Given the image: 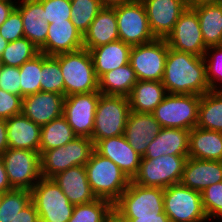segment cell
I'll use <instances>...</instances> for the list:
<instances>
[{
    "mask_svg": "<svg viewBox=\"0 0 222 222\" xmlns=\"http://www.w3.org/2000/svg\"><path fill=\"white\" fill-rule=\"evenodd\" d=\"M162 83L170 94L202 96L210 91L204 58L168 47Z\"/></svg>",
    "mask_w": 222,
    "mask_h": 222,
    "instance_id": "6da1fadb",
    "label": "cell"
},
{
    "mask_svg": "<svg viewBox=\"0 0 222 222\" xmlns=\"http://www.w3.org/2000/svg\"><path fill=\"white\" fill-rule=\"evenodd\" d=\"M85 168L95 196L112 204L121 197L131 181L113 161L101 156L95 150Z\"/></svg>",
    "mask_w": 222,
    "mask_h": 222,
    "instance_id": "7a4b0ae2",
    "label": "cell"
},
{
    "mask_svg": "<svg viewBox=\"0 0 222 222\" xmlns=\"http://www.w3.org/2000/svg\"><path fill=\"white\" fill-rule=\"evenodd\" d=\"M64 78V96L99 91V80L96 77L93 60L89 50L77 51L54 56Z\"/></svg>",
    "mask_w": 222,
    "mask_h": 222,
    "instance_id": "3957f363",
    "label": "cell"
},
{
    "mask_svg": "<svg viewBox=\"0 0 222 222\" xmlns=\"http://www.w3.org/2000/svg\"><path fill=\"white\" fill-rule=\"evenodd\" d=\"M94 151V142L89 137H76L66 145L40 153L42 178H52L57 173L74 166H85Z\"/></svg>",
    "mask_w": 222,
    "mask_h": 222,
    "instance_id": "277c9868",
    "label": "cell"
},
{
    "mask_svg": "<svg viewBox=\"0 0 222 222\" xmlns=\"http://www.w3.org/2000/svg\"><path fill=\"white\" fill-rule=\"evenodd\" d=\"M188 155H162L157 158H141L137 174L132 182L144 187L167 188L178 184Z\"/></svg>",
    "mask_w": 222,
    "mask_h": 222,
    "instance_id": "5b68a950",
    "label": "cell"
},
{
    "mask_svg": "<svg viewBox=\"0 0 222 222\" xmlns=\"http://www.w3.org/2000/svg\"><path fill=\"white\" fill-rule=\"evenodd\" d=\"M130 111L128 97L100 94L91 137L94 145L99 140L124 135Z\"/></svg>",
    "mask_w": 222,
    "mask_h": 222,
    "instance_id": "8992f818",
    "label": "cell"
},
{
    "mask_svg": "<svg viewBox=\"0 0 222 222\" xmlns=\"http://www.w3.org/2000/svg\"><path fill=\"white\" fill-rule=\"evenodd\" d=\"M200 95L167 93L153 115L162 128L191 130L198 121Z\"/></svg>",
    "mask_w": 222,
    "mask_h": 222,
    "instance_id": "52a82bcc",
    "label": "cell"
},
{
    "mask_svg": "<svg viewBox=\"0 0 222 222\" xmlns=\"http://www.w3.org/2000/svg\"><path fill=\"white\" fill-rule=\"evenodd\" d=\"M40 222H68L75 205L62 192L52 178H41L31 189Z\"/></svg>",
    "mask_w": 222,
    "mask_h": 222,
    "instance_id": "ba28073f",
    "label": "cell"
},
{
    "mask_svg": "<svg viewBox=\"0 0 222 222\" xmlns=\"http://www.w3.org/2000/svg\"><path fill=\"white\" fill-rule=\"evenodd\" d=\"M163 199V188L144 187L130 181L113 204V211L119 216H156L164 212Z\"/></svg>",
    "mask_w": 222,
    "mask_h": 222,
    "instance_id": "9c48e42d",
    "label": "cell"
},
{
    "mask_svg": "<svg viewBox=\"0 0 222 222\" xmlns=\"http://www.w3.org/2000/svg\"><path fill=\"white\" fill-rule=\"evenodd\" d=\"M164 212L170 222H209L202 205L201 192L173 184L164 189Z\"/></svg>",
    "mask_w": 222,
    "mask_h": 222,
    "instance_id": "30bf717a",
    "label": "cell"
},
{
    "mask_svg": "<svg viewBox=\"0 0 222 222\" xmlns=\"http://www.w3.org/2000/svg\"><path fill=\"white\" fill-rule=\"evenodd\" d=\"M115 9L119 40L130 46L152 42V34L145 7L141 0H131Z\"/></svg>",
    "mask_w": 222,
    "mask_h": 222,
    "instance_id": "8fae6325",
    "label": "cell"
},
{
    "mask_svg": "<svg viewBox=\"0 0 222 222\" xmlns=\"http://www.w3.org/2000/svg\"><path fill=\"white\" fill-rule=\"evenodd\" d=\"M0 157L4 162L8 180L13 189L31 191L42 178L39 152L8 148Z\"/></svg>",
    "mask_w": 222,
    "mask_h": 222,
    "instance_id": "7c38bea8",
    "label": "cell"
},
{
    "mask_svg": "<svg viewBox=\"0 0 222 222\" xmlns=\"http://www.w3.org/2000/svg\"><path fill=\"white\" fill-rule=\"evenodd\" d=\"M168 53L166 39L132 46L129 64L138 80L162 81Z\"/></svg>",
    "mask_w": 222,
    "mask_h": 222,
    "instance_id": "4fadbf2b",
    "label": "cell"
},
{
    "mask_svg": "<svg viewBox=\"0 0 222 222\" xmlns=\"http://www.w3.org/2000/svg\"><path fill=\"white\" fill-rule=\"evenodd\" d=\"M100 92H89L66 96L63 116L78 137H92Z\"/></svg>",
    "mask_w": 222,
    "mask_h": 222,
    "instance_id": "5bb4252c",
    "label": "cell"
},
{
    "mask_svg": "<svg viewBox=\"0 0 222 222\" xmlns=\"http://www.w3.org/2000/svg\"><path fill=\"white\" fill-rule=\"evenodd\" d=\"M168 47L203 57L205 46L200 23L196 11L188 6L174 25L172 32L166 37Z\"/></svg>",
    "mask_w": 222,
    "mask_h": 222,
    "instance_id": "9a60e30c",
    "label": "cell"
},
{
    "mask_svg": "<svg viewBox=\"0 0 222 222\" xmlns=\"http://www.w3.org/2000/svg\"><path fill=\"white\" fill-rule=\"evenodd\" d=\"M155 38L166 39L189 6L188 0H141Z\"/></svg>",
    "mask_w": 222,
    "mask_h": 222,
    "instance_id": "2e32d148",
    "label": "cell"
},
{
    "mask_svg": "<svg viewBox=\"0 0 222 222\" xmlns=\"http://www.w3.org/2000/svg\"><path fill=\"white\" fill-rule=\"evenodd\" d=\"M94 150L113 161L130 180L137 174L142 156L131 147L124 135L99 140Z\"/></svg>",
    "mask_w": 222,
    "mask_h": 222,
    "instance_id": "e0dca14e",
    "label": "cell"
},
{
    "mask_svg": "<svg viewBox=\"0 0 222 222\" xmlns=\"http://www.w3.org/2000/svg\"><path fill=\"white\" fill-rule=\"evenodd\" d=\"M64 95L53 92L30 94L22 98V113L43 126L63 115Z\"/></svg>",
    "mask_w": 222,
    "mask_h": 222,
    "instance_id": "ac0fdd59",
    "label": "cell"
},
{
    "mask_svg": "<svg viewBox=\"0 0 222 222\" xmlns=\"http://www.w3.org/2000/svg\"><path fill=\"white\" fill-rule=\"evenodd\" d=\"M82 48L83 35L70 19H66L48 24L46 42L39 50L48 56H55Z\"/></svg>",
    "mask_w": 222,
    "mask_h": 222,
    "instance_id": "d6986e66",
    "label": "cell"
},
{
    "mask_svg": "<svg viewBox=\"0 0 222 222\" xmlns=\"http://www.w3.org/2000/svg\"><path fill=\"white\" fill-rule=\"evenodd\" d=\"M161 128L152 113L130 111L124 129V137L131 147L143 157L149 143L153 141Z\"/></svg>",
    "mask_w": 222,
    "mask_h": 222,
    "instance_id": "ffe728a7",
    "label": "cell"
},
{
    "mask_svg": "<svg viewBox=\"0 0 222 222\" xmlns=\"http://www.w3.org/2000/svg\"><path fill=\"white\" fill-rule=\"evenodd\" d=\"M222 181V161L186 159L180 183L202 192L212 184Z\"/></svg>",
    "mask_w": 222,
    "mask_h": 222,
    "instance_id": "44dd1931",
    "label": "cell"
},
{
    "mask_svg": "<svg viewBox=\"0 0 222 222\" xmlns=\"http://www.w3.org/2000/svg\"><path fill=\"white\" fill-rule=\"evenodd\" d=\"M52 179L73 205L89 203L96 200L87 178L85 166H74L57 173Z\"/></svg>",
    "mask_w": 222,
    "mask_h": 222,
    "instance_id": "7402d4cb",
    "label": "cell"
},
{
    "mask_svg": "<svg viewBox=\"0 0 222 222\" xmlns=\"http://www.w3.org/2000/svg\"><path fill=\"white\" fill-rule=\"evenodd\" d=\"M16 8L22 17L24 37L40 49L48 33L42 3L39 0H17Z\"/></svg>",
    "mask_w": 222,
    "mask_h": 222,
    "instance_id": "603a6c76",
    "label": "cell"
},
{
    "mask_svg": "<svg viewBox=\"0 0 222 222\" xmlns=\"http://www.w3.org/2000/svg\"><path fill=\"white\" fill-rule=\"evenodd\" d=\"M9 148L39 152L41 126L23 113L6 120Z\"/></svg>",
    "mask_w": 222,
    "mask_h": 222,
    "instance_id": "cb8c5ba5",
    "label": "cell"
},
{
    "mask_svg": "<svg viewBox=\"0 0 222 222\" xmlns=\"http://www.w3.org/2000/svg\"><path fill=\"white\" fill-rule=\"evenodd\" d=\"M190 130L161 128L147 147L142 158H157L162 155H188Z\"/></svg>",
    "mask_w": 222,
    "mask_h": 222,
    "instance_id": "d4e9b609",
    "label": "cell"
},
{
    "mask_svg": "<svg viewBox=\"0 0 222 222\" xmlns=\"http://www.w3.org/2000/svg\"><path fill=\"white\" fill-rule=\"evenodd\" d=\"M119 40L115 9L103 7L83 35V48L90 50Z\"/></svg>",
    "mask_w": 222,
    "mask_h": 222,
    "instance_id": "484cf974",
    "label": "cell"
},
{
    "mask_svg": "<svg viewBox=\"0 0 222 222\" xmlns=\"http://www.w3.org/2000/svg\"><path fill=\"white\" fill-rule=\"evenodd\" d=\"M132 46L121 40L90 49L94 70L98 80L107 72L129 63Z\"/></svg>",
    "mask_w": 222,
    "mask_h": 222,
    "instance_id": "4316f807",
    "label": "cell"
},
{
    "mask_svg": "<svg viewBox=\"0 0 222 222\" xmlns=\"http://www.w3.org/2000/svg\"><path fill=\"white\" fill-rule=\"evenodd\" d=\"M188 157L222 161V132L198 128L197 126L191 129Z\"/></svg>",
    "mask_w": 222,
    "mask_h": 222,
    "instance_id": "83f0119b",
    "label": "cell"
},
{
    "mask_svg": "<svg viewBox=\"0 0 222 222\" xmlns=\"http://www.w3.org/2000/svg\"><path fill=\"white\" fill-rule=\"evenodd\" d=\"M166 94L162 81L138 80L128 96L130 110L140 113H153Z\"/></svg>",
    "mask_w": 222,
    "mask_h": 222,
    "instance_id": "f1b7e54d",
    "label": "cell"
},
{
    "mask_svg": "<svg viewBox=\"0 0 222 222\" xmlns=\"http://www.w3.org/2000/svg\"><path fill=\"white\" fill-rule=\"evenodd\" d=\"M191 7L198 15L205 46L220 45L222 41V3H203Z\"/></svg>",
    "mask_w": 222,
    "mask_h": 222,
    "instance_id": "f546056e",
    "label": "cell"
},
{
    "mask_svg": "<svg viewBox=\"0 0 222 222\" xmlns=\"http://www.w3.org/2000/svg\"><path fill=\"white\" fill-rule=\"evenodd\" d=\"M137 81L135 71L128 63L105 73L99 79V92L103 95L128 97Z\"/></svg>",
    "mask_w": 222,
    "mask_h": 222,
    "instance_id": "4dcf8cb0",
    "label": "cell"
},
{
    "mask_svg": "<svg viewBox=\"0 0 222 222\" xmlns=\"http://www.w3.org/2000/svg\"><path fill=\"white\" fill-rule=\"evenodd\" d=\"M196 126L222 132V91H208L200 98Z\"/></svg>",
    "mask_w": 222,
    "mask_h": 222,
    "instance_id": "1f68e13d",
    "label": "cell"
},
{
    "mask_svg": "<svg viewBox=\"0 0 222 222\" xmlns=\"http://www.w3.org/2000/svg\"><path fill=\"white\" fill-rule=\"evenodd\" d=\"M77 135L62 115L41 126L39 152L61 147L73 141Z\"/></svg>",
    "mask_w": 222,
    "mask_h": 222,
    "instance_id": "d6a6232c",
    "label": "cell"
},
{
    "mask_svg": "<svg viewBox=\"0 0 222 222\" xmlns=\"http://www.w3.org/2000/svg\"><path fill=\"white\" fill-rule=\"evenodd\" d=\"M112 212L113 204L110 201L97 198L89 203L75 205L68 222H106Z\"/></svg>",
    "mask_w": 222,
    "mask_h": 222,
    "instance_id": "836d02e7",
    "label": "cell"
},
{
    "mask_svg": "<svg viewBox=\"0 0 222 222\" xmlns=\"http://www.w3.org/2000/svg\"><path fill=\"white\" fill-rule=\"evenodd\" d=\"M40 53V50L27 38L9 42L1 55L3 65L20 67Z\"/></svg>",
    "mask_w": 222,
    "mask_h": 222,
    "instance_id": "e575fe53",
    "label": "cell"
},
{
    "mask_svg": "<svg viewBox=\"0 0 222 222\" xmlns=\"http://www.w3.org/2000/svg\"><path fill=\"white\" fill-rule=\"evenodd\" d=\"M41 91L64 95V78L58 60L42 53Z\"/></svg>",
    "mask_w": 222,
    "mask_h": 222,
    "instance_id": "d590c367",
    "label": "cell"
},
{
    "mask_svg": "<svg viewBox=\"0 0 222 222\" xmlns=\"http://www.w3.org/2000/svg\"><path fill=\"white\" fill-rule=\"evenodd\" d=\"M41 70H42V53L40 52L31 60L26 61L19 67L21 84L20 96L23 98L27 95L41 91Z\"/></svg>",
    "mask_w": 222,
    "mask_h": 222,
    "instance_id": "8d00e7d4",
    "label": "cell"
},
{
    "mask_svg": "<svg viewBox=\"0 0 222 222\" xmlns=\"http://www.w3.org/2000/svg\"><path fill=\"white\" fill-rule=\"evenodd\" d=\"M102 8L99 0H72L70 20L84 35Z\"/></svg>",
    "mask_w": 222,
    "mask_h": 222,
    "instance_id": "74e56055",
    "label": "cell"
},
{
    "mask_svg": "<svg viewBox=\"0 0 222 222\" xmlns=\"http://www.w3.org/2000/svg\"><path fill=\"white\" fill-rule=\"evenodd\" d=\"M31 202V191L12 189L3 193L0 201V222H11Z\"/></svg>",
    "mask_w": 222,
    "mask_h": 222,
    "instance_id": "f35d334b",
    "label": "cell"
},
{
    "mask_svg": "<svg viewBox=\"0 0 222 222\" xmlns=\"http://www.w3.org/2000/svg\"><path fill=\"white\" fill-rule=\"evenodd\" d=\"M206 79L211 91H222V46L207 47L203 56Z\"/></svg>",
    "mask_w": 222,
    "mask_h": 222,
    "instance_id": "ab89813d",
    "label": "cell"
},
{
    "mask_svg": "<svg viewBox=\"0 0 222 222\" xmlns=\"http://www.w3.org/2000/svg\"><path fill=\"white\" fill-rule=\"evenodd\" d=\"M201 197L203 209L209 221L222 217V181L204 189Z\"/></svg>",
    "mask_w": 222,
    "mask_h": 222,
    "instance_id": "60d3db41",
    "label": "cell"
},
{
    "mask_svg": "<svg viewBox=\"0 0 222 222\" xmlns=\"http://www.w3.org/2000/svg\"><path fill=\"white\" fill-rule=\"evenodd\" d=\"M44 8L45 21L48 24L71 18V1L39 0Z\"/></svg>",
    "mask_w": 222,
    "mask_h": 222,
    "instance_id": "b9f144b4",
    "label": "cell"
},
{
    "mask_svg": "<svg viewBox=\"0 0 222 222\" xmlns=\"http://www.w3.org/2000/svg\"><path fill=\"white\" fill-rule=\"evenodd\" d=\"M0 35L8 42L24 37L23 21L19 10L15 7L7 20L0 26Z\"/></svg>",
    "mask_w": 222,
    "mask_h": 222,
    "instance_id": "7bdbcfd3",
    "label": "cell"
},
{
    "mask_svg": "<svg viewBox=\"0 0 222 222\" xmlns=\"http://www.w3.org/2000/svg\"><path fill=\"white\" fill-rule=\"evenodd\" d=\"M20 84L19 67L3 65L0 71V89L20 96Z\"/></svg>",
    "mask_w": 222,
    "mask_h": 222,
    "instance_id": "ee69618b",
    "label": "cell"
},
{
    "mask_svg": "<svg viewBox=\"0 0 222 222\" xmlns=\"http://www.w3.org/2000/svg\"><path fill=\"white\" fill-rule=\"evenodd\" d=\"M22 113V97L0 89V119L7 120Z\"/></svg>",
    "mask_w": 222,
    "mask_h": 222,
    "instance_id": "f6af8a7d",
    "label": "cell"
},
{
    "mask_svg": "<svg viewBox=\"0 0 222 222\" xmlns=\"http://www.w3.org/2000/svg\"><path fill=\"white\" fill-rule=\"evenodd\" d=\"M11 222H40L35 204L31 201Z\"/></svg>",
    "mask_w": 222,
    "mask_h": 222,
    "instance_id": "bcb514c9",
    "label": "cell"
},
{
    "mask_svg": "<svg viewBox=\"0 0 222 222\" xmlns=\"http://www.w3.org/2000/svg\"><path fill=\"white\" fill-rule=\"evenodd\" d=\"M127 222H170L165 212L156 216H120Z\"/></svg>",
    "mask_w": 222,
    "mask_h": 222,
    "instance_id": "7dc6e473",
    "label": "cell"
},
{
    "mask_svg": "<svg viewBox=\"0 0 222 222\" xmlns=\"http://www.w3.org/2000/svg\"><path fill=\"white\" fill-rule=\"evenodd\" d=\"M16 0H0V26L7 20L10 13L16 7Z\"/></svg>",
    "mask_w": 222,
    "mask_h": 222,
    "instance_id": "c3c4849f",
    "label": "cell"
},
{
    "mask_svg": "<svg viewBox=\"0 0 222 222\" xmlns=\"http://www.w3.org/2000/svg\"><path fill=\"white\" fill-rule=\"evenodd\" d=\"M12 189L13 188L11 187V184L8 180L4 162L0 157V192L5 193L11 191Z\"/></svg>",
    "mask_w": 222,
    "mask_h": 222,
    "instance_id": "681fc988",
    "label": "cell"
},
{
    "mask_svg": "<svg viewBox=\"0 0 222 222\" xmlns=\"http://www.w3.org/2000/svg\"><path fill=\"white\" fill-rule=\"evenodd\" d=\"M9 148L6 120L0 119V156Z\"/></svg>",
    "mask_w": 222,
    "mask_h": 222,
    "instance_id": "f907efd6",
    "label": "cell"
},
{
    "mask_svg": "<svg viewBox=\"0 0 222 222\" xmlns=\"http://www.w3.org/2000/svg\"><path fill=\"white\" fill-rule=\"evenodd\" d=\"M102 7H116L120 6L122 4H125L127 2H130L131 0H99Z\"/></svg>",
    "mask_w": 222,
    "mask_h": 222,
    "instance_id": "816d5d0a",
    "label": "cell"
},
{
    "mask_svg": "<svg viewBox=\"0 0 222 222\" xmlns=\"http://www.w3.org/2000/svg\"><path fill=\"white\" fill-rule=\"evenodd\" d=\"M106 222H127L121 218L116 212H112L106 219Z\"/></svg>",
    "mask_w": 222,
    "mask_h": 222,
    "instance_id": "f5cc1de1",
    "label": "cell"
},
{
    "mask_svg": "<svg viewBox=\"0 0 222 222\" xmlns=\"http://www.w3.org/2000/svg\"><path fill=\"white\" fill-rule=\"evenodd\" d=\"M189 6L203 3H222V0H188Z\"/></svg>",
    "mask_w": 222,
    "mask_h": 222,
    "instance_id": "db71d44e",
    "label": "cell"
},
{
    "mask_svg": "<svg viewBox=\"0 0 222 222\" xmlns=\"http://www.w3.org/2000/svg\"><path fill=\"white\" fill-rule=\"evenodd\" d=\"M8 41H6L1 35H0V56L2 55L3 51L8 45Z\"/></svg>",
    "mask_w": 222,
    "mask_h": 222,
    "instance_id": "11a10c76",
    "label": "cell"
},
{
    "mask_svg": "<svg viewBox=\"0 0 222 222\" xmlns=\"http://www.w3.org/2000/svg\"><path fill=\"white\" fill-rule=\"evenodd\" d=\"M2 66H3V63H2V60H1V56H0V71L2 69Z\"/></svg>",
    "mask_w": 222,
    "mask_h": 222,
    "instance_id": "9f6ffc18",
    "label": "cell"
},
{
    "mask_svg": "<svg viewBox=\"0 0 222 222\" xmlns=\"http://www.w3.org/2000/svg\"><path fill=\"white\" fill-rule=\"evenodd\" d=\"M2 196H3V193L0 192V201H1V199H2Z\"/></svg>",
    "mask_w": 222,
    "mask_h": 222,
    "instance_id": "6f0895ef",
    "label": "cell"
}]
</instances>
